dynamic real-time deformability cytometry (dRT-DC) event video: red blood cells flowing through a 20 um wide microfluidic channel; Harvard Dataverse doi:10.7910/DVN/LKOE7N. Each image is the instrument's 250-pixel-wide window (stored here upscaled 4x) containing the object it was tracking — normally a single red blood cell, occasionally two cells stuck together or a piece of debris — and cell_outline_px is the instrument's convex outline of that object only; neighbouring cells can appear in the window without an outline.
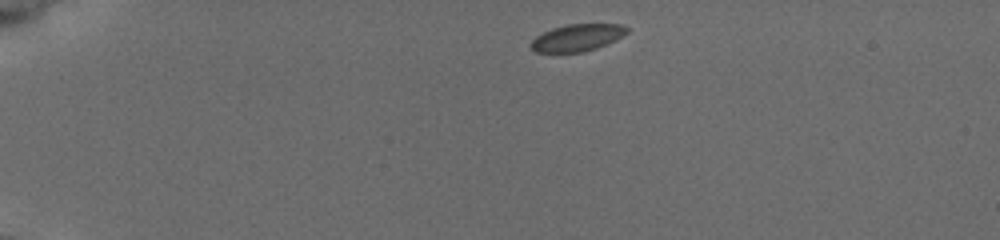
{"species": "common noctule bat (a hibernating species)", "species_latin": "Nyctalus noctula", "temperature_condition": "cold", "stored_images_in_passage": 45, "camera_frame_rate_fps": 3000, "um_per_image_px": 0.085, "animal": {"sex": "female", "body_mass_g": 19.5, "forearm_length_mm": 54.1}, "frame": {"image": 1, "passage_image": 1, "time_ms": 0.0, "image_size_px": [1000, 240], "cell_outline_px": [[628, 32], [608, 44], [584, 52], [536, 52], [532, 48], [532, 40], [536, 36], [552, 28], [568, 24], [620, 24], [628, 28]], "centroid_in_image_um": [49.09, 3.2], "position_along_channel_um": 35.9, "area_um2": 14.97}}
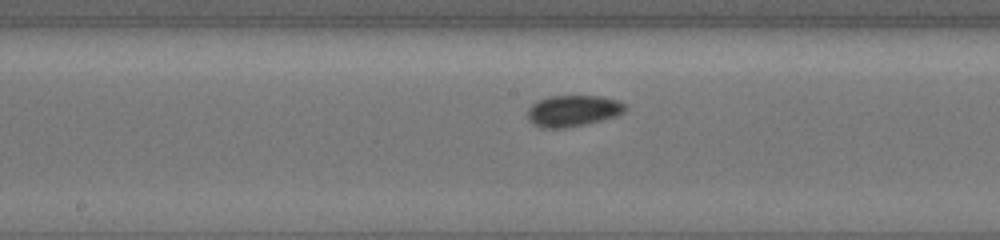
{"frame": {"image": 2, "passage_image": 20, "time_ms": 6.333, "image_size_px": [1000, 240], "cell_outline_px": [[628, 108], [624, 112], [616, 116], [584, 124], [564, 128], [544, 128], [536, 124], [528, 116], [528, 108], [536, 100], [548, 96], [600, 96], [616, 100], [628, 104]], "centroid_in_image_um": [48.74, 9.4], "position_along_channel_um": 199.5, "area_um2": 17.69}}
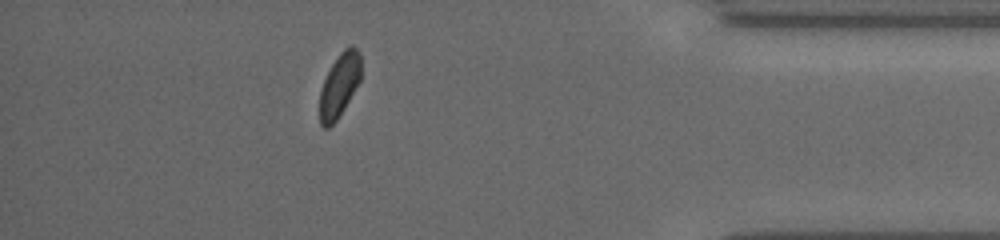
{"frame": {"image": 3, "passage_image": 39, "time_ms": 12.667, "image_size_px": [1000, 240], "cell_outline_px": [[360, 80], [344, 108], [336, 120], [328, 128], [324, 128], [320, 124], [320, 92], [324, 80], [332, 64], [340, 52], [344, 48], [352, 44], [360, 52]], "centroid_in_image_um": [28.85, 7.22], "position_along_channel_um": 406.3, "area_um2": 15.09}, "authors_computed_cell_mechanics": {"area_um2": 16.3574, "velocity_mm_per_s": 3.7427, "shape_relaxation_time_tau1_ms": 3.159, "shape_relaxation_time_tau2_ms": 2.1149, "deformation_change_tau1": 0.0442, "deformation_change_tau2": 0.0408}}